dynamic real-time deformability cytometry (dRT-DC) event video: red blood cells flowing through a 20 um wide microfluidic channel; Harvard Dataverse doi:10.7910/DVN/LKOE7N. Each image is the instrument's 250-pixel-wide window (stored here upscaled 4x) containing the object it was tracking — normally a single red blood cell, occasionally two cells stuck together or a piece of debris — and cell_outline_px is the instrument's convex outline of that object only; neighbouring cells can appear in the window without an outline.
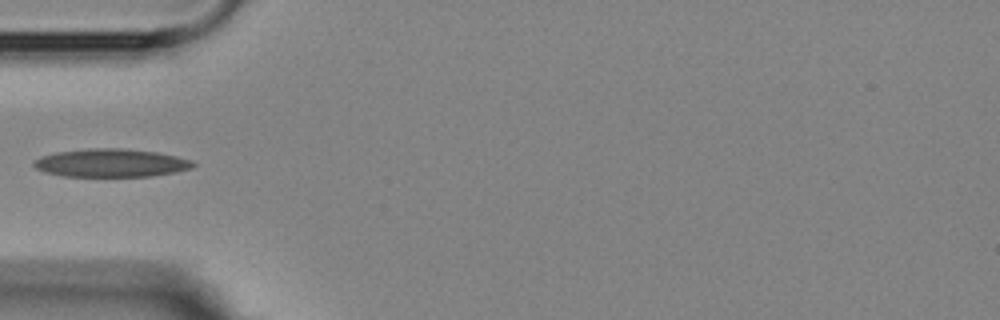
{"species": "Egyptian fruit bat (a non-hibernating species)", "species_latin": "Rousettus aegyptiacus", "temperature_condition": "room temperature", "stored_images_in_passage": 2, "camera_frame_rate_fps": 3000, "um_per_image_px": 0.085, "animal": {"sex": "female"}, "frame": {"image": 1, "passage_image": 2, "time_ms": 1.0, "image_size_px": [1000, 320], "cell_outline_px": [[196, 164], [192, 168], [152, 176], [64, 176], [44, 172], [36, 168], [32, 164], [40, 156], [56, 152], [92, 148], [124, 148], [156, 152], [176, 156], [188, 160]], "centroid_in_image_um": [9.4, 13.84], "position_along_channel_um": 75.6, "area_um2": 25.89}}